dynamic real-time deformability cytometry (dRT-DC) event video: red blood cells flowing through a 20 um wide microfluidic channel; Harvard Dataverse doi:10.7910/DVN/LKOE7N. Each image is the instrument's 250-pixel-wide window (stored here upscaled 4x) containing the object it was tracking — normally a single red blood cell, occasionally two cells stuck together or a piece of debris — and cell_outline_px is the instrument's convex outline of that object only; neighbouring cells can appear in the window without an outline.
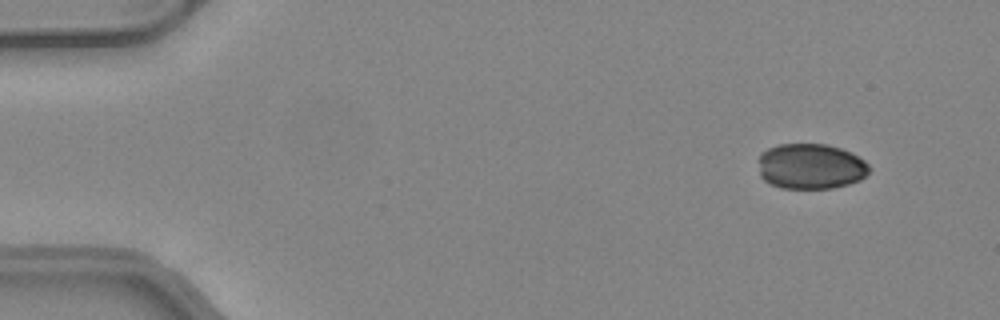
{"species": "common noctule bat (a hibernating species)", "species_latin": "Nyctalus noctula", "temperature_condition": "warm", "stored_images_in_passage": 46, "camera_frame_rate_fps": 3000, "um_per_image_px": 0.085, "animal": {"sex": "female", "body_mass_g": 24.6, "forearm_length_mm": 56.2}, "frame": {"image": 1, "passage_image": 1, "time_ms": 0.0, "image_size_px": [1000, 320], "cell_outline_px": [[868, 172], [860, 180], [848, 184], [832, 188], [780, 188], [764, 180], [760, 176], [756, 160], [760, 152], [776, 144], [824, 144], [840, 148], [852, 152], [864, 160], [868, 164]], "centroid_in_image_um": [68.85, 14.13], "position_along_channel_um": 16.2, "area_um2": 29.71}}
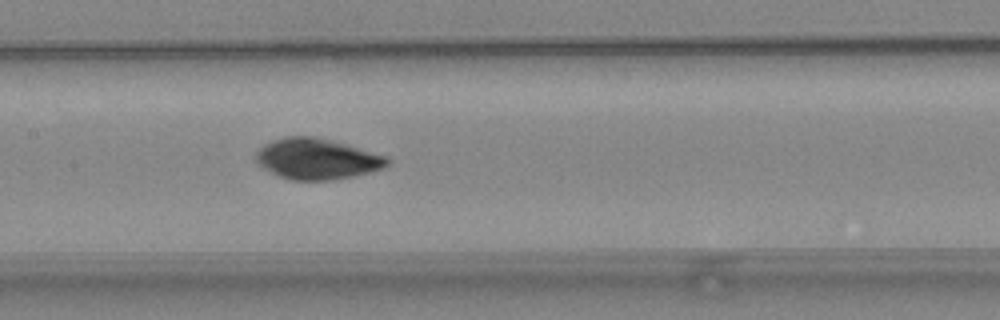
{"frame": {"image": 2, "passage_image": 21, "time_ms": 6.667, "image_size_px": [1000, 320], "cell_outline_px": [[392, 160], [384, 168], [352, 176], [328, 180], [292, 180], [276, 176], [256, 164], [256, 152], [264, 144], [272, 140], [284, 136], [316, 136], [332, 140], [388, 156]], "centroid_in_image_um": [26.92, 13.5], "position_along_channel_um": 180.5, "area_um2": 31.5}}
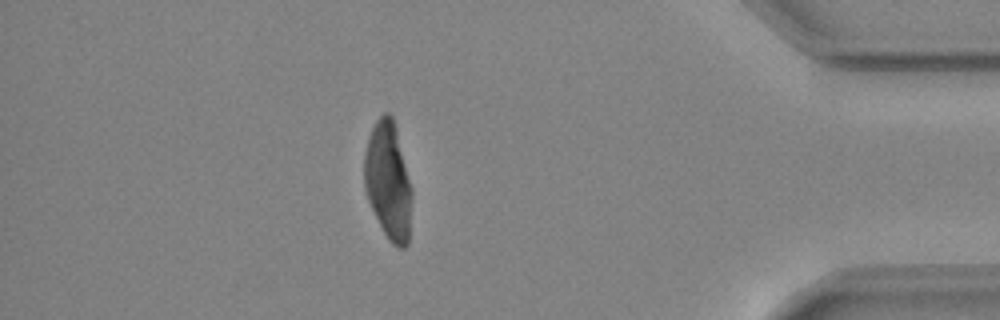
{"frame": {"image": 3, "passage_image": 40, "time_ms": 13.0, "image_size_px": [1000, 320], "cell_outline_px": [[412, 196], [408, 244], [404, 248], [396, 248], [388, 240], [368, 200], [364, 188], [364, 152], [368, 136], [376, 120], [384, 112], [388, 112], [392, 116], [396, 128], [412, 188]], "centroid_in_image_um": [33.0, 15.38], "position_along_channel_um": 402.2, "area_um2": 32.71}}